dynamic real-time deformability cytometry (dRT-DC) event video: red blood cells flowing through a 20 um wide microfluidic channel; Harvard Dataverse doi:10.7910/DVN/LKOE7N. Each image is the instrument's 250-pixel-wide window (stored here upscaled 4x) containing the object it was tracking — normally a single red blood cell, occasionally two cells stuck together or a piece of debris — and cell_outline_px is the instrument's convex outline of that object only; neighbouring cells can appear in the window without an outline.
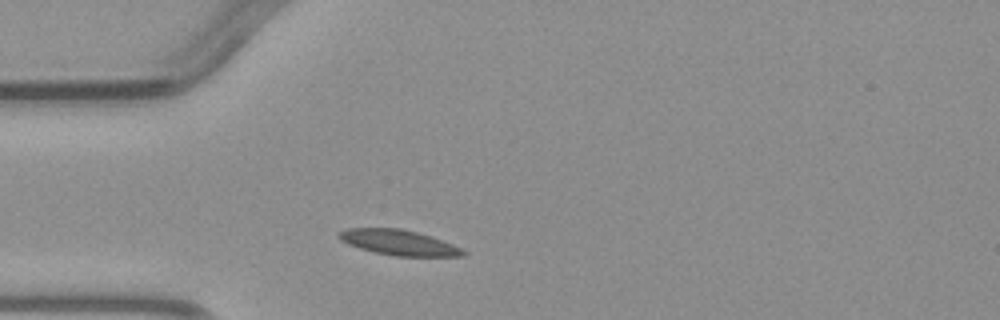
{"species": "common noctule bat (a hibernating species)", "species_latin": "Nyctalus noctula", "temperature_condition": "warm", "stored_images_in_passage": 1, "camera_frame_rate_fps": 3000, "um_per_image_px": 0.085, "animal": {"sex": "male", "body_mass_g": 23.1, "forearm_length_mm": 52.7}, "frame": {"image": 1, "passage_image": 1, "time_ms": 0.0, "image_size_px": [1000, 320], "cell_outline_px": [[468, 252], [464, 256], [396, 256], [376, 252], [360, 248], [348, 244], [340, 240], [336, 236], [340, 232], [348, 228], [400, 228], [432, 236], [452, 244]], "centroid_in_image_um": [33.9, 20.61], "position_along_channel_um": 51.1, "area_um2": 18.21}}